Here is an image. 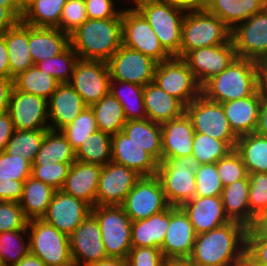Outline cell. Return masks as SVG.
Instances as JSON below:
<instances>
[{"label":"cell","mask_w":267,"mask_h":266,"mask_svg":"<svg viewBox=\"0 0 267 266\" xmlns=\"http://www.w3.org/2000/svg\"><path fill=\"white\" fill-rule=\"evenodd\" d=\"M173 207L169 206L147 219L133 221L131 227L132 247L161 248L170 224V210Z\"/></svg>","instance_id":"cell-30"},{"label":"cell","mask_w":267,"mask_h":266,"mask_svg":"<svg viewBox=\"0 0 267 266\" xmlns=\"http://www.w3.org/2000/svg\"><path fill=\"white\" fill-rule=\"evenodd\" d=\"M164 260L160 248L132 247L126 257V266H163Z\"/></svg>","instance_id":"cell-55"},{"label":"cell","mask_w":267,"mask_h":266,"mask_svg":"<svg viewBox=\"0 0 267 266\" xmlns=\"http://www.w3.org/2000/svg\"><path fill=\"white\" fill-rule=\"evenodd\" d=\"M133 221L147 219L170 205L157 175L141 176L120 205Z\"/></svg>","instance_id":"cell-13"},{"label":"cell","mask_w":267,"mask_h":266,"mask_svg":"<svg viewBox=\"0 0 267 266\" xmlns=\"http://www.w3.org/2000/svg\"><path fill=\"white\" fill-rule=\"evenodd\" d=\"M112 136L97 130L75 152L76 161L104 166L111 162Z\"/></svg>","instance_id":"cell-42"},{"label":"cell","mask_w":267,"mask_h":266,"mask_svg":"<svg viewBox=\"0 0 267 266\" xmlns=\"http://www.w3.org/2000/svg\"><path fill=\"white\" fill-rule=\"evenodd\" d=\"M261 100L262 86L252 96L221 103L230 127L237 137L256 131Z\"/></svg>","instance_id":"cell-26"},{"label":"cell","mask_w":267,"mask_h":266,"mask_svg":"<svg viewBox=\"0 0 267 266\" xmlns=\"http://www.w3.org/2000/svg\"><path fill=\"white\" fill-rule=\"evenodd\" d=\"M122 7V45L151 57L157 63L172 56L160 41L143 15L133 5Z\"/></svg>","instance_id":"cell-10"},{"label":"cell","mask_w":267,"mask_h":266,"mask_svg":"<svg viewBox=\"0 0 267 266\" xmlns=\"http://www.w3.org/2000/svg\"><path fill=\"white\" fill-rule=\"evenodd\" d=\"M10 266H47L37 256L29 255L24 256L18 263Z\"/></svg>","instance_id":"cell-67"},{"label":"cell","mask_w":267,"mask_h":266,"mask_svg":"<svg viewBox=\"0 0 267 266\" xmlns=\"http://www.w3.org/2000/svg\"><path fill=\"white\" fill-rule=\"evenodd\" d=\"M200 165L193 155L167 158L159 163L157 176L170 206H181L195 197V172Z\"/></svg>","instance_id":"cell-6"},{"label":"cell","mask_w":267,"mask_h":266,"mask_svg":"<svg viewBox=\"0 0 267 266\" xmlns=\"http://www.w3.org/2000/svg\"><path fill=\"white\" fill-rule=\"evenodd\" d=\"M97 130L94 112L90 107H86L72 123L60 131L76 152L84 140Z\"/></svg>","instance_id":"cell-47"},{"label":"cell","mask_w":267,"mask_h":266,"mask_svg":"<svg viewBox=\"0 0 267 266\" xmlns=\"http://www.w3.org/2000/svg\"><path fill=\"white\" fill-rule=\"evenodd\" d=\"M111 161L132 168L141 176L157 175L159 162L122 131L112 135Z\"/></svg>","instance_id":"cell-21"},{"label":"cell","mask_w":267,"mask_h":266,"mask_svg":"<svg viewBox=\"0 0 267 266\" xmlns=\"http://www.w3.org/2000/svg\"><path fill=\"white\" fill-rule=\"evenodd\" d=\"M216 167L223 186L231 185L233 182L248 176L242 158L235 149L216 162Z\"/></svg>","instance_id":"cell-51"},{"label":"cell","mask_w":267,"mask_h":266,"mask_svg":"<svg viewBox=\"0 0 267 266\" xmlns=\"http://www.w3.org/2000/svg\"><path fill=\"white\" fill-rule=\"evenodd\" d=\"M161 135L162 160L192 155L195 132L186 113L178 118L163 122Z\"/></svg>","instance_id":"cell-25"},{"label":"cell","mask_w":267,"mask_h":266,"mask_svg":"<svg viewBox=\"0 0 267 266\" xmlns=\"http://www.w3.org/2000/svg\"><path fill=\"white\" fill-rule=\"evenodd\" d=\"M13 79L0 76V113L8 111Z\"/></svg>","instance_id":"cell-61"},{"label":"cell","mask_w":267,"mask_h":266,"mask_svg":"<svg viewBox=\"0 0 267 266\" xmlns=\"http://www.w3.org/2000/svg\"><path fill=\"white\" fill-rule=\"evenodd\" d=\"M87 20L85 0H67L63 7L58 29L70 36Z\"/></svg>","instance_id":"cell-53"},{"label":"cell","mask_w":267,"mask_h":266,"mask_svg":"<svg viewBox=\"0 0 267 266\" xmlns=\"http://www.w3.org/2000/svg\"><path fill=\"white\" fill-rule=\"evenodd\" d=\"M196 233L188 216L180 206L170 210V224L160 248L165 258L189 257Z\"/></svg>","instance_id":"cell-22"},{"label":"cell","mask_w":267,"mask_h":266,"mask_svg":"<svg viewBox=\"0 0 267 266\" xmlns=\"http://www.w3.org/2000/svg\"><path fill=\"white\" fill-rule=\"evenodd\" d=\"M85 266H126V260L117 257H107L104 260Z\"/></svg>","instance_id":"cell-68"},{"label":"cell","mask_w":267,"mask_h":266,"mask_svg":"<svg viewBox=\"0 0 267 266\" xmlns=\"http://www.w3.org/2000/svg\"><path fill=\"white\" fill-rule=\"evenodd\" d=\"M140 177L132 168L112 161L102 166L96 205H121Z\"/></svg>","instance_id":"cell-20"},{"label":"cell","mask_w":267,"mask_h":266,"mask_svg":"<svg viewBox=\"0 0 267 266\" xmlns=\"http://www.w3.org/2000/svg\"><path fill=\"white\" fill-rule=\"evenodd\" d=\"M267 0H207L205 10L219 17L230 29L259 13Z\"/></svg>","instance_id":"cell-31"},{"label":"cell","mask_w":267,"mask_h":266,"mask_svg":"<svg viewBox=\"0 0 267 266\" xmlns=\"http://www.w3.org/2000/svg\"><path fill=\"white\" fill-rule=\"evenodd\" d=\"M163 266H197L189 257L165 258Z\"/></svg>","instance_id":"cell-66"},{"label":"cell","mask_w":267,"mask_h":266,"mask_svg":"<svg viewBox=\"0 0 267 266\" xmlns=\"http://www.w3.org/2000/svg\"><path fill=\"white\" fill-rule=\"evenodd\" d=\"M8 112L15 130L50 129L48 100L12 88Z\"/></svg>","instance_id":"cell-16"},{"label":"cell","mask_w":267,"mask_h":266,"mask_svg":"<svg viewBox=\"0 0 267 266\" xmlns=\"http://www.w3.org/2000/svg\"><path fill=\"white\" fill-rule=\"evenodd\" d=\"M29 0H21V2L23 3V5H25Z\"/></svg>","instance_id":"cell-71"},{"label":"cell","mask_w":267,"mask_h":266,"mask_svg":"<svg viewBox=\"0 0 267 266\" xmlns=\"http://www.w3.org/2000/svg\"><path fill=\"white\" fill-rule=\"evenodd\" d=\"M90 108L94 112L97 129L111 136L122 131L127 122L121 103L111 93Z\"/></svg>","instance_id":"cell-38"},{"label":"cell","mask_w":267,"mask_h":266,"mask_svg":"<svg viewBox=\"0 0 267 266\" xmlns=\"http://www.w3.org/2000/svg\"><path fill=\"white\" fill-rule=\"evenodd\" d=\"M0 76L10 77V65L7 45L5 42V33L0 35Z\"/></svg>","instance_id":"cell-64"},{"label":"cell","mask_w":267,"mask_h":266,"mask_svg":"<svg viewBox=\"0 0 267 266\" xmlns=\"http://www.w3.org/2000/svg\"><path fill=\"white\" fill-rule=\"evenodd\" d=\"M250 227L255 217L267 210V173H249Z\"/></svg>","instance_id":"cell-49"},{"label":"cell","mask_w":267,"mask_h":266,"mask_svg":"<svg viewBox=\"0 0 267 266\" xmlns=\"http://www.w3.org/2000/svg\"><path fill=\"white\" fill-rule=\"evenodd\" d=\"M47 130H15L7 142L5 152L9 155H20L32 164Z\"/></svg>","instance_id":"cell-44"},{"label":"cell","mask_w":267,"mask_h":266,"mask_svg":"<svg viewBox=\"0 0 267 266\" xmlns=\"http://www.w3.org/2000/svg\"><path fill=\"white\" fill-rule=\"evenodd\" d=\"M231 40V29L216 15L204 10L186 12L181 27L180 58L187 52Z\"/></svg>","instance_id":"cell-5"},{"label":"cell","mask_w":267,"mask_h":266,"mask_svg":"<svg viewBox=\"0 0 267 266\" xmlns=\"http://www.w3.org/2000/svg\"><path fill=\"white\" fill-rule=\"evenodd\" d=\"M236 57L230 40L226 44L191 50L182 59L202 87L209 79L225 70Z\"/></svg>","instance_id":"cell-17"},{"label":"cell","mask_w":267,"mask_h":266,"mask_svg":"<svg viewBox=\"0 0 267 266\" xmlns=\"http://www.w3.org/2000/svg\"><path fill=\"white\" fill-rule=\"evenodd\" d=\"M196 194L200 197L221 196L223 184L219 177L216 163L201 164L195 172Z\"/></svg>","instance_id":"cell-50"},{"label":"cell","mask_w":267,"mask_h":266,"mask_svg":"<svg viewBox=\"0 0 267 266\" xmlns=\"http://www.w3.org/2000/svg\"><path fill=\"white\" fill-rule=\"evenodd\" d=\"M111 80L141 86L153 82L157 62L151 57L121 45L107 61Z\"/></svg>","instance_id":"cell-15"},{"label":"cell","mask_w":267,"mask_h":266,"mask_svg":"<svg viewBox=\"0 0 267 266\" xmlns=\"http://www.w3.org/2000/svg\"><path fill=\"white\" fill-rule=\"evenodd\" d=\"M171 2L175 7L186 12L204 10L207 0H165Z\"/></svg>","instance_id":"cell-65"},{"label":"cell","mask_w":267,"mask_h":266,"mask_svg":"<svg viewBox=\"0 0 267 266\" xmlns=\"http://www.w3.org/2000/svg\"><path fill=\"white\" fill-rule=\"evenodd\" d=\"M233 150L225 141L195 133L192 155L200 164L216 163Z\"/></svg>","instance_id":"cell-46"},{"label":"cell","mask_w":267,"mask_h":266,"mask_svg":"<svg viewBox=\"0 0 267 266\" xmlns=\"http://www.w3.org/2000/svg\"><path fill=\"white\" fill-rule=\"evenodd\" d=\"M246 236H260L267 238V210L255 217L252 226L247 230Z\"/></svg>","instance_id":"cell-62"},{"label":"cell","mask_w":267,"mask_h":266,"mask_svg":"<svg viewBox=\"0 0 267 266\" xmlns=\"http://www.w3.org/2000/svg\"><path fill=\"white\" fill-rule=\"evenodd\" d=\"M144 86L125 81H110V93L121 103L127 121L146 119Z\"/></svg>","instance_id":"cell-39"},{"label":"cell","mask_w":267,"mask_h":266,"mask_svg":"<svg viewBox=\"0 0 267 266\" xmlns=\"http://www.w3.org/2000/svg\"><path fill=\"white\" fill-rule=\"evenodd\" d=\"M32 164L22 156L0 153V179L25 181L31 176Z\"/></svg>","instance_id":"cell-52"},{"label":"cell","mask_w":267,"mask_h":266,"mask_svg":"<svg viewBox=\"0 0 267 266\" xmlns=\"http://www.w3.org/2000/svg\"><path fill=\"white\" fill-rule=\"evenodd\" d=\"M30 253L47 266H72L69 236L42 219H34L27 226Z\"/></svg>","instance_id":"cell-8"},{"label":"cell","mask_w":267,"mask_h":266,"mask_svg":"<svg viewBox=\"0 0 267 266\" xmlns=\"http://www.w3.org/2000/svg\"><path fill=\"white\" fill-rule=\"evenodd\" d=\"M72 163L33 162L31 177L42 181L55 190H61Z\"/></svg>","instance_id":"cell-48"},{"label":"cell","mask_w":267,"mask_h":266,"mask_svg":"<svg viewBox=\"0 0 267 266\" xmlns=\"http://www.w3.org/2000/svg\"><path fill=\"white\" fill-rule=\"evenodd\" d=\"M15 129L8 111L0 113V153L5 151L7 142Z\"/></svg>","instance_id":"cell-60"},{"label":"cell","mask_w":267,"mask_h":266,"mask_svg":"<svg viewBox=\"0 0 267 266\" xmlns=\"http://www.w3.org/2000/svg\"><path fill=\"white\" fill-rule=\"evenodd\" d=\"M261 86V63L236 57L225 70L201 87V94L211 101L223 103L252 96Z\"/></svg>","instance_id":"cell-2"},{"label":"cell","mask_w":267,"mask_h":266,"mask_svg":"<svg viewBox=\"0 0 267 266\" xmlns=\"http://www.w3.org/2000/svg\"><path fill=\"white\" fill-rule=\"evenodd\" d=\"M116 0H85L89 19L122 18V9H116Z\"/></svg>","instance_id":"cell-57"},{"label":"cell","mask_w":267,"mask_h":266,"mask_svg":"<svg viewBox=\"0 0 267 266\" xmlns=\"http://www.w3.org/2000/svg\"><path fill=\"white\" fill-rule=\"evenodd\" d=\"M74 163L75 151L61 131L48 129L33 162Z\"/></svg>","instance_id":"cell-41"},{"label":"cell","mask_w":267,"mask_h":266,"mask_svg":"<svg viewBox=\"0 0 267 266\" xmlns=\"http://www.w3.org/2000/svg\"><path fill=\"white\" fill-rule=\"evenodd\" d=\"M262 66V87L267 93V61L261 64Z\"/></svg>","instance_id":"cell-70"},{"label":"cell","mask_w":267,"mask_h":266,"mask_svg":"<svg viewBox=\"0 0 267 266\" xmlns=\"http://www.w3.org/2000/svg\"><path fill=\"white\" fill-rule=\"evenodd\" d=\"M246 266H267V238L246 236Z\"/></svg>","instance_id":"cell-56"},{"label":"cell","mask_w":267,"mask_h":266,"mask_svg":"<svg viewBox=\"0 0 267 266\" xmlns=\"http://www.w3.org/2000/svg\"><path fill=\"white\" fill-rule=\"evenodd\" d=\"M143 98L146 118L152 122L162 124L185 113V105L159 88L154 82L144 86Z\"/></svg>","instance_id":"cell-28"},{"label":"cell","mask_w":267,"mask_h":266,"mask_svg":"<svg viewBox=\"0 0 267 266\" xmlns=\"http://www.w3.org/2000/svg\"><path fill=\"white\" fill-rule=\"evenodd\" d=\"M1 7H24L21 0H0Z\"/></svg>","instance_id":"cell-69"},{"label":"cell","mask_w":267,"mask_h":266,"mask_svg":"<svg viewBox=\"0 0 267 266\" xmlns=\"http://www.w3.org/2000/svg\"><path fill=\"white\" fill-rule=\"evenodd\" d=\"M132 3L150 24L163 48L171 56L180 58L181 27L186 11L165 0H134Z\"/></svg>","instance_id":"cell-4"},{"label":"cell","mask_w":267,"mask_h":266,"mask_svg":"<svg viewBox=\"0 0 267 266\" xmlns=\"http://www.w3.org/2000/svg\"><path fill=\"white\" fill-rule=\"evenodd\" d=\"M8 50L10 78L34 66L28 47V25L21 20L5 32Z\"/></svg>","instance_id":"cell-32"},{"label":"cell","mask_w":267,"mask_h":266,"mask_svg":"<svg viewBox=\"0 0 267 266\" xmlns=\"http://www.w3.org/2000/svg\"><path fill=\"white\" fill-rule=\"evenodd\" d=\"M247 230L244 225L230 221L198 234L189 258L197 266H245Z\"/></svg>","instance_id":"cell-1"},{"label":"cell","mask_w":267,"mask_h":266,"mask_svg":"<svg viewBox=\"0 0 267 266\" xmlns=\"http://www.w3.org/2000/svg\"><path fill=\"white\" fill-rule=\"evenodd\" d=\"M88 107L69 83H60L48 99V119L51 130L60 131L72 123Z\"/></svg>","instance_id":"cell-24"},{"label":"cell","mask_w":267,"mask_h":266,"mask_svg":"<svg viewBox=\"0 0 267 266\" xmlns=\"http://www.w3.org/2000/svg\"><path fill=\"white\" fill-rule=\"evenodd\" d=\"M122 132L133 142L149 152L159 163L162 162L161 124L148 118L130 120L123 126Z\"/></svg>","instance_id":"cell-34"},{"label":"cell","mask_w":267,"mask_h":266,"mask_svg":"<svg viewBox=\"0 0 267 266\" xmlns=\"http://www.w3.org/2000/svg\"><path fill=\"white\" fill-rule=\"evenodd\" d=\"M69 245L73 264L77 266L99 262L108 257L99 224L91 213L69 235Z\"/></svg>","instance_id":"cell-18"},{"label":"cell","mask_w":267,"mask_h":266,"mask_svg":"<svg viewBox=\"0 0 267 266\" xmlns=\"http://www.w3.org/2000/svg\"><path fill=\"white\" fill-rule=\"evenodd\" d=\"M70 45L81 60L107 62L122 45V18H88L70 35Z\"/></svg>","instance_id":"cell-3"},{"label":"cell","mask_w":267,"mask_h":266,"mask_svg":"<svg viewBox=\"0 0 267 266\" xmlns=\"http://www.w3.org/2000/svg\"><path fill=\"white\" fill-rule=\"evenodd\" d=\"M28 222L19 202L0 201V233L27 228Z\"/></svg>","instance_id":"cell-54"},{"label":"cell","mask_w":267,"mask_h":266,"mask_svg":"<svg viewBox=\"0 0 267 266\" xmlns=\"http://www.w3.org/2000/svg\"><path fill=\"white\" fill-rule=\"evenodd\" d=\"M180 207L188 216L196 235L230 222L224 211L221 196H195Z\"/></svg>","instance_id":"cell-23"},{"label":"cell","mask_w":267,"mask_h":266,"mask_svg":"<svg viewBox=\"0 0 267 266\" xmlns=\"http://www.w3.org/2000/svg\"><path fill=\"white\" fill-rule=\"evenodd\" d=\"M54 192L51 186L31 176L25 180L19 204L29 221L43 218Z\"/></svg>","instance_id":"cell-35"},{"label":"cell","mask_w":267,"mask_h":266,"mask_svg":"<svg viewBox=\"0 0 267 266\" xmlns=\"http://www.w3.org/2000/svg\"><path fill=\"white\" fill-rule=\"evenodd\" d=\"M78 59L77 53L69 45L61 54L39 61L35 66L55 77L58 82L69 83Z\"/></svg>","instance_id":"cell-45"},{"label":"cell","mask_w":267,"mask_h":266,"mask_svg":"<svg viewBox=\"0 0 267 266\" xmlns=\"http://www.w3.org/2000/svg\"><path fill=\"white\" fill-rule=\"evenodd\" d=\"M91 206L62 190H55L42 220L69 236L91 213Z\"/></svg>","instance_id":"cell-19"},{"label":"cell","mask_w":267,"mask_h":266,"mask_svg":"<svg viewBox=\"0 0 267 266\" xmlns=\"http://www.w3.org/2000/svg\"><path fill=\"white\" fill-rule=\"evenodd\" d=\"M24 7L0 6V35L15 26L22 17Z\"/></svg>","instance_id":"cell-59"},{"label":"cell","mask_w":267,"mask_h":266,"mask_svg":"<svg viewBox=\"0 0 267 266\" xmlns=\"http://www.w3.org/2000/svg\"><path fill=\"white\" fill-rule=\"evenodd\" d=\"M235 150L249 173H267V137L256 132L238 137Z\"/></svg>","instance_id":"cell-37"},{"label":"cell","mask_w":267,"mask_h":266,"mask_svg":"<svg viewBox=\"0 0 267 266\" xmlns=\"http://www.w3.org/2000/svg\"><path fill=\"white\" fill-rule=\"evenodd\" d=\"M25 181L0 179V201L19 202Z\"/></svg>","instance_id":"cell-58"},{"label":"cell","mask_w":267,"mask_h":266,"mask_svg":"<svg viewBox=\"0 0 267 266\" xmlns=\"http://www.w3.org/2000/svg\"><path fill=\"white\" fill-rule=\"evenodd\" d=\"M60 82L50 74L39 70L35 65L13 78L16 90L49 99Z\"/></svg>","instance_id":"cell-40"},{"label":"cell","mask_w":267,"mask_h":266,"mask_svg":"<svg viewBox=\"0 0 267 266\" xmlns=\"http://www.w3.org/2000/svg\"><path fill=\"white\" fill-rule=\"evenodd\" d=\"M257 134L267 137V93L262 87V100L260 103V112L258 126L255 131Z\"/></svg>","instance_id":"cell-63"},{"label":"cell","mask_w":267,"mask_h":266,"mask_svg":"<svg viewBox=\"0 0 267 266\" xmlns=\"http://www.w3.org/2000/svg\"><path fill=\"white\" fill-rule=\"evenodd\" d=\"M67 0H29L21 21L33 27L58 28Z\"/></svg>","instance_id":"cell-36"},{"label":"cell","mask_w":267,"mask_h":266,"mask_svg":"<svg viewBox=\"0 0 267 266\" xmlns=\"http://www.w3.org/2000/svg\"><path fill=\"white\" fill-rule=\"evenodd\" d=\"M153 82L185 106L201 94V86L193 72L182 58L176 56L157 63Z\"/></svg>","instance_id":"cell-11"},{"label":"cell","mask_w":267,"mask_h":266,"mask_svg":"<svg viewBox=\"0 0 267 266\" xmlns=\"http://www.w3.org/2000/svg\"><path fill=\"white\" fill-rule=\"evenodd\" d=\"M25 235L27 236L24 237ZM29 254L30 241L27 228L0 233V261L3 266L18 263Z\"/></svg>","instance_id":"cell-43"},{"label":"cell","mask_w":267,"mask_h":266,"mask_svg":"<svg viewBox=\"0 0 267 266\" xmlns=\"http://www.w3.org/2000/svg\"><path fill=\"white\" fill-rule=\"evenodd\" d=\"M70 45V36L58 28L28 25V47L34 65L61 54Z\"/></svg>","instance_id":"cell-29"},{"label":"cell","mask_w":267,"mask_h":266,"mask_svg":"<svg viewBox=\"0 0 267 266\" xmlns=\"http://www.w3.org/2000/svg\"><path fill=\"white\" fill-rule=\"evenodd\" d=\"M102 166L75 161L71 164L67 178L61 190L75 198L96 206V193Z\"/></svg>","instance_id":"cell-27"},{"label":"cell","mask_w":267,"mask_h":266,"mask_svg":"<svg viewBox=\"0 0 267 266\" xmlns=\"http://www.w3.org/2000/svg\"><path fill=\"white\" fill-rule=\"evenodd\" d=\"M96 218L108 257L126 260L131 245L132 220L120 205H96L91 208Z\"/></svg>","instance_id":"cell-7"},{"label":"cell","mask_w":267,"mask_h":266,"mask_svg":"<svg viewBox=\"0 0 267 266\" xmlns=\"http://www.w3.org/2000/svg\"><path fill=\"white\" fill-rule=\"evenodd\" d=\"M185 113L190 118L195 133L225 141L235 149L238 137L231 129L221 103L211 101L200 94L185 106Z\"/></svg>","instance_id":"cell-9"},{"label":"cell","mask_w":267,"mask_h":266,"mask_svg":"<svg viewBox=\"0 0 267 266\" xmlns=\"http://www.w3.org/2000/svg\"><path fill=\"white\" fill-rule=\"evenodd\" d=\"M110 81L107 62L78 59L69 84L90 107L110 93Z\"/></svg>","instance_id":"cell-14"},{"label":"cell","mask_w":267,"mask_h":266,"mask_svg":"<svg viewBox=\"0 0 267 266\" xmlns=\"http://www.w3.org/2000/svg\"><path fill=\"white\" fill-rule=\"evenodd\" d=\"M249 177L237 180L223 187L221 199L224 211L230 221L250 228Z\"/></svg>","instance_id":"cell-33"},{"label":"cell","mask_w":267,"mask_h":266,"mask_svg":"<svg viewBox=\"0 0 267 266\" xmlns=\"http://www.w3.org/2000/svg\"><path fill=\"white\" fill-rule=\"evenodd\" d=\"M236 56L259 63L267 61V6L231 29Z\"/></svg>","instance_id":"cell-12"}]
</instances>
